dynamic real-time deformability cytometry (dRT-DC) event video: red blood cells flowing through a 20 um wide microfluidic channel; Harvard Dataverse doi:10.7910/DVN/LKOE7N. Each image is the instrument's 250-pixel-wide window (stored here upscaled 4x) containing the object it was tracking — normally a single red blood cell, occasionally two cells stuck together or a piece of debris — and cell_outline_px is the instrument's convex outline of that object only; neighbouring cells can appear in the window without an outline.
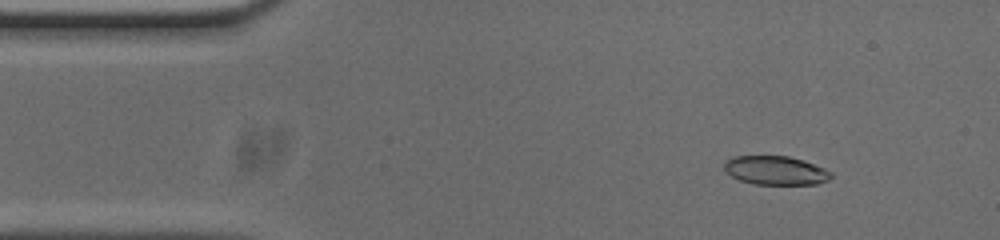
{"species": "common noctule bat (a hibernating species)", "species_latin": "Nyctalus noctula", "temperature_condition": "cold", "stored_images_in_passage": 52, "camera_frame_rate_fps": 3000, "um_per_image_px": 0.085, "animal": {"sex": "male", "body_mass_g": 20.0, "forearm_length_mm": 53.3}, "frame": {"image": 1, "passage_image": 5, "time_ms": 1.333, "image_size_px": [1000, 240], "cell_outline_px": [[832, 176], [828, 180], [816, 184], [752, 184], [740, 180], [724, 172], [724, 164], [732, 156], [788, 156], [804, 160], [824, 168], [832, 172]], "centroid_in_image_um": [65.92, 14.48], "position_along_channel_um": 19.1, "area_um2": 17.98}}
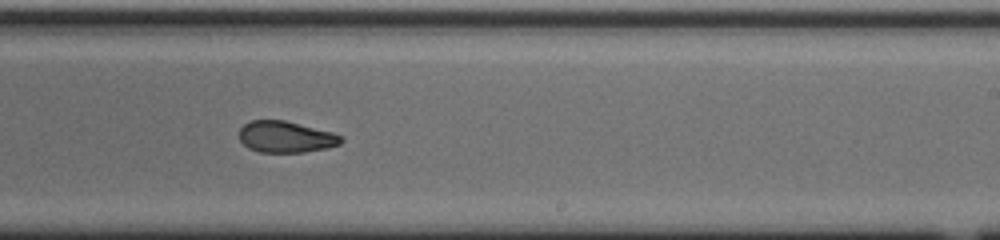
{"frame": {"image": 2, "passage_image": 30, "time_ms": 9.667, "image_size_px": [1000, 240], "cell_outline_px": [[344, 140], [340, 144], [328, 148], [304, 152], [260, 152], [248, 148], [240, 140], [240, 128], [244, 124], [252, 120], [284, 120], [332, 132], [340, 136]], "centroid_in_image_um": [24.29, 11.64], "position_along_channel_um": 264.7, "area_um2": 18.55}}
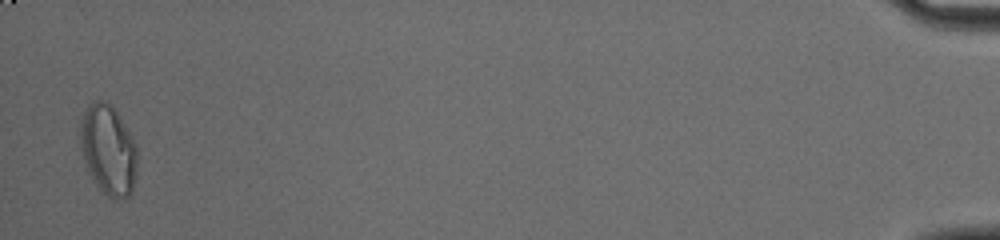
{"frame": {"image": 3, "passage_image": 51, "time_ms": 16.667, "image_size_px": [1000, 240], "cell_outline_px": [[136, 172], [132, 192], [124, 200], [112, 200], [100, 188], [84, 164], [80, 148], [80, 120], [88, 104], [96, 100], [104, 100], [112, 104], [136, 144]], "centroid_in_image_um": [9.19, 12.73], "position_along_channel_um": 426.0, "area_um2": 30.06}, "authors_computed_cell_mechanics": {"area_um2": 19.4208, "velocity_mm_per_s": 3.7623, "shape_relaxation_time_tau1_ms": null, "shape_relaxation_time_tau2_ms": 1.8916, "deformation_change_tau1": null, "deformation_change_tau2": 0.0648}}